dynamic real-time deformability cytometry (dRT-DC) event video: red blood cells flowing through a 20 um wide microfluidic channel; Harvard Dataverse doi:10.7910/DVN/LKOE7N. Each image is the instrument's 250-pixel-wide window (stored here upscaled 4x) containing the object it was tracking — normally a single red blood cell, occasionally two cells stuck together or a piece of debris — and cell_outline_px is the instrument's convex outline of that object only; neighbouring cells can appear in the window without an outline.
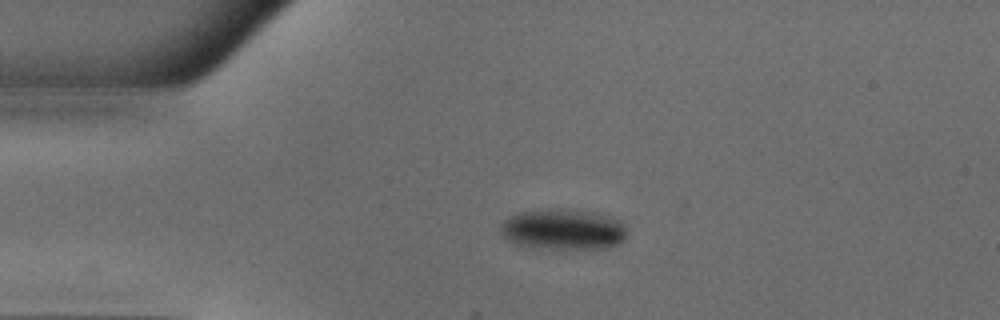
{"species": "common noctule bat (a hibernating species)", "species_latin": "Nyctalus noctula", "temperature_condition": "warm", "stored_images_in_passage": 40, "camera_frame_rate_fps": 3000, "um_per_image_px": 0.085, "animal": {"sex": "male", "body_mass_g": 18.8}, "frame": {"image": 1, "passage_image": 1, "time_ms": 0.0, "image_size_px": [1000, 320], "cell_outline_px": [[624, 240], [620, 244], [608, 248], [528, 248], [512, 244], [504, 236], [500, 228], [504, 220], [508, 216], [520, 212], [560, 208], [572, 208], [600, 212], [612, 216], [620, 220], [624, 224]], "centroid_in_image_um": [47.88, 19.48], "position_along_channel_um": 37.1, "area_um2": 30.58}}
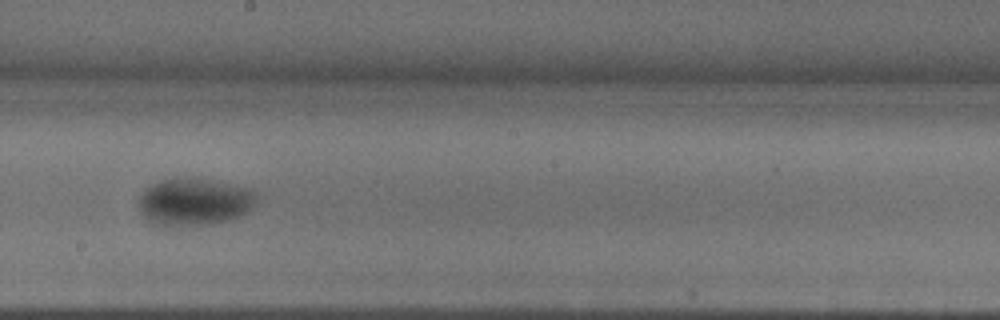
{"frame": {"image": 2, "passage_image": 18, "time_ms": 5.667, "image_size_px": [1000, 320], "cell_outline_px": [[256, 208], [248, 212], [212, 224], [160, 224], [148, 220], [140, 208], [140, 196], [148, 188], [160, 180], [208, 180], [252, 188], [256, 192]], "centroid_in_image_um": [16.62, 17.15], "position_along_channel_um": 231.6, "area_um2": 31.15}}
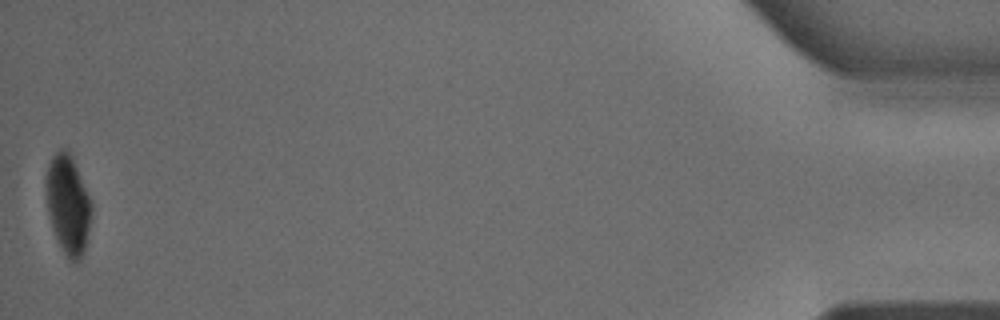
{"frame": {"image": 3, "passage_image": 40, "time_ms": 13.0, "image_size_px": [1000, 320], "cell_outline_px": [[92, 216], [88, 240], [84, 252], [80, 260], [72, 264], [68, 260], [52, 228], [48, 216], [44, 188], [44, 180], [48, 164], [52, 156], [60, 148], [68, 148], [72, 156], [92, 204]], "centroid_in_image_um": [5.77, 17.39], "position_along_channel_um": 429.4, "area_um2": 26.93}}